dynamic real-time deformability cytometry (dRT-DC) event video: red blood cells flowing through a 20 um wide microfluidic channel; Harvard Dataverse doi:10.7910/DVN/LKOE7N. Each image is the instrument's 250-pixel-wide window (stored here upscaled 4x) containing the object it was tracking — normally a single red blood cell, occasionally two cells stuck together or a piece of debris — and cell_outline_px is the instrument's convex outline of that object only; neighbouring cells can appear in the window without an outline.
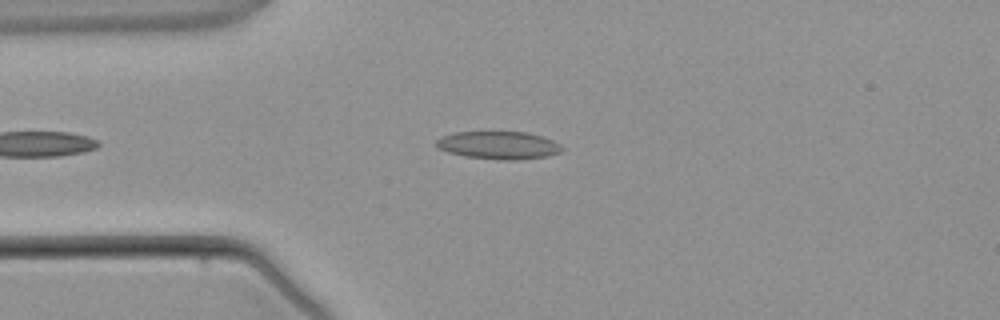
{"species": "common noctule bat (a hibernating species)", "species_latin": "Nyctalus noctula", "temperature_condition": "warm", "stored_images_in_passage": 5, "camera_frame_rate_fps": 3000, "um_per_image_px": 0.085, "animal": {"sex": "male", "body_mass_g": 21.5, "forearm_length_mm": 52.0}, "frame": {"image": 1, "passage_image": 5, "time_ms": 5.667, "image_size_px": [1000, 320], "cell_outline_px": [[564, 148], [560, 152], [548, 156], [520, 160], [500, 160], [464, 156], [448, 152], [436, 148], [436, 140], [440, 136], [452, 132], [528, 132], [552, 140], [560, 144]], "centroid_in_image_um": [42.35, 12.35], "position_along_channel_um": 42.6, "area_um2": 20.58}}